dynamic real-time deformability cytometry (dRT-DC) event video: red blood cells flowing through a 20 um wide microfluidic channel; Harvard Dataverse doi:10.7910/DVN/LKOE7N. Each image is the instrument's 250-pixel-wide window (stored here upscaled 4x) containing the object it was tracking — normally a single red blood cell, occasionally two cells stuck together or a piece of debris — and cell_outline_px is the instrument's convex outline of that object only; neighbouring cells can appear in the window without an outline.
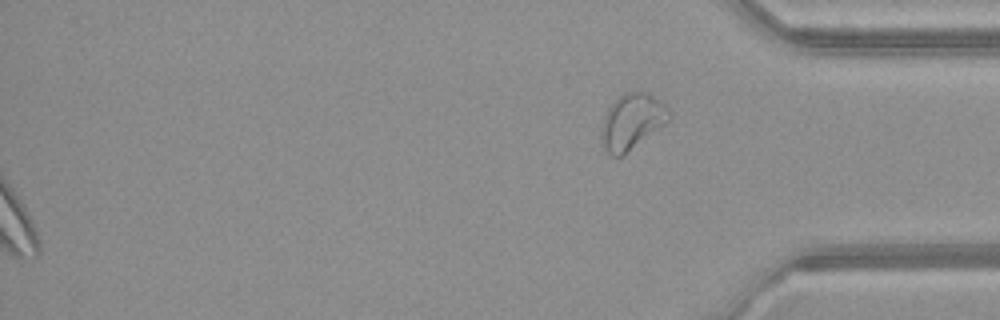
{"species": "common noctule bat (a hibernating species)", "species_latin": "Nyctalus noctula", "temperature_condition": "warm", "stored_images_in_passage": 50, "segment_of_instrument_passage": [2, 2], "camera_frame_rate_fps": 3000, "um_per_image_px": 0.085, "animal": {"sex": "female", "body_mass_g": 21.9}, "frame": {"image": 1, "passage_image": 50, "time_ms": 16.333, "image_size_px": [1000, 320], "cell_outline_px": [[672, 116], [664, 124], [624, 156], [612, 156], [604, 148], [600, 140], [600, 128], [604, 116], [608, 108], [624, 92], [640, 88], [648, 92], [664, 104], [668, 108]], "centroid_in_image_um": [53.7, 10.31], "position_along_channel_um": 381.5, "area_um2": 22.31}}